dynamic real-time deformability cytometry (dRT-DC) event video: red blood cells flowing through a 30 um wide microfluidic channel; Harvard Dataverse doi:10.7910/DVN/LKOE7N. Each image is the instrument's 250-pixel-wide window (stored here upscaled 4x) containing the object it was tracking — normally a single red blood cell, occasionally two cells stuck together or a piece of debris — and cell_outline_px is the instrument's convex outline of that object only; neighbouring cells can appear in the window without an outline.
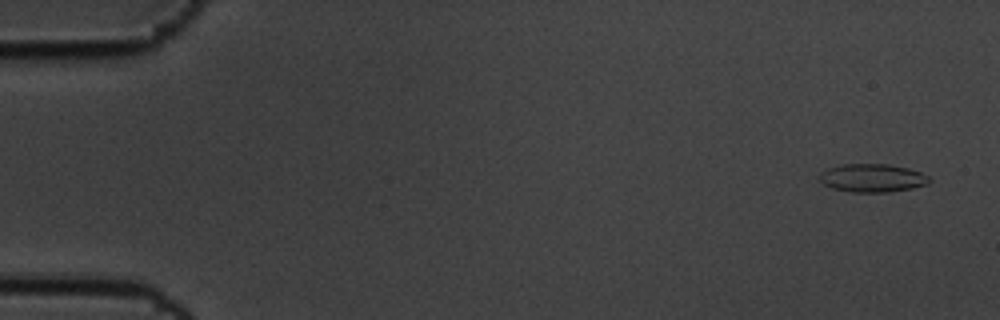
{"species": "common noctule bat (a hibernating species)", "species_latin": "Nyctalus noctula", "temperature_condition": "cold", "stored_images_in_passage": 5, "camera_frame_rate_fps": 3000, "um_per_image_px": 0.085, "animal": {"sex": "male", "body_mass_g": 19.5, "forearm_length_mm": 54.6}, "frame": {"image": 1, "passage_image": 1, "time_ms": 0.0, "image_size_px": [1000, 320], "cell_outline_px": [[932, 180], [928, 184], [912, 188], [888, 192], [852, 192], [832, 188], [824, 184], [820, 180], [820, 172], [828, 168], [840, 164], [888, 164], [908, 168], [920, 172], [928, 176]], "centroid_in_image_um": [74.16, 15.12], "position_along_channel_um": 10.8, "area_um2": 18.09}}